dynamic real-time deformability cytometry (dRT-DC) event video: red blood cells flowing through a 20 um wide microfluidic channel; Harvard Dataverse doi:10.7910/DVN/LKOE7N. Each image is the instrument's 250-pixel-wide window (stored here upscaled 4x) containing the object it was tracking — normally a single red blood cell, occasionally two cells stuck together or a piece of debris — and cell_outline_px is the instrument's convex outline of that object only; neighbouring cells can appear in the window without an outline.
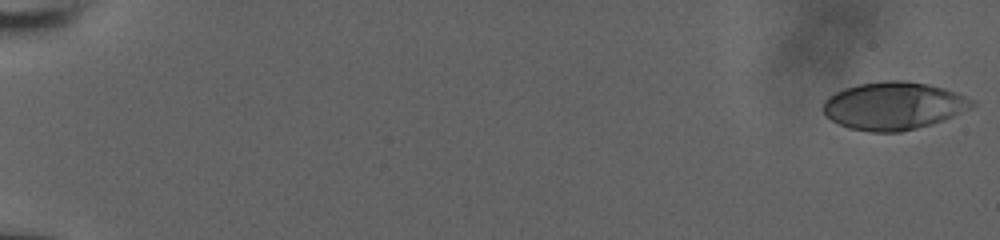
{"species": "human", "species_latin": "Homo sapiens", "temperature_condition": "room temperature", "stored_images_in_passage": 74, "camera_frame_rate_fps": 3000, "um_per_image_px": 0.085, "donor": {"sex": "male"}, "frame": {"image": 1, "passage_image": 1, "time_ms": 0.0, "image_size_px": [1000, 240], "cell_outline_px": [[976, 104], [944, 120], [932, 124], [900, 132], [868, 132], [848, 128], [832, 120], [820, 108], [824, 100], [828, 96], [844, 88], [860, 84], [888, 80], [904, 80], [928, 84], [944, 88], [956, 92], [976, 100]], "centroid_in_image_um": [75.94, 8.99], "position_along_channel_um": 9.1, "area_um2": 41.5}}
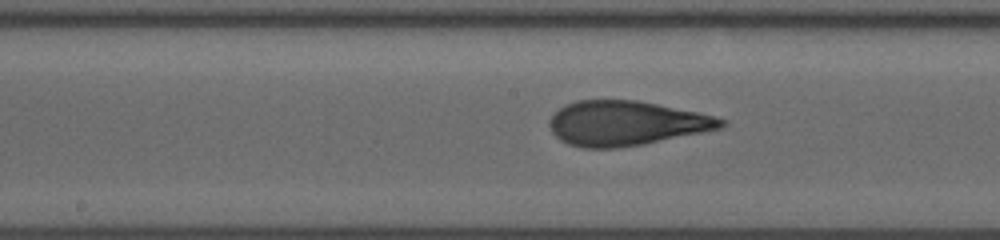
{"frame": {"image": 2, "passage_image": 32, "time_ms": 10.333, "image_size_px": [1000, 240], "cell_outline_px": [[728, 124], [724, 128], [644, 144], [616, 148], [584, 148], [568, 144], [560, 140], [552, 132], [548, 124], [548, 120], [564, 104], [576, 100], [636, 100], [716, 116], [728, 120]], "centroid_in_image_um": [53.23, 10.48], "position_along_channel_um": 195.0, "area_um2": 44.85}}
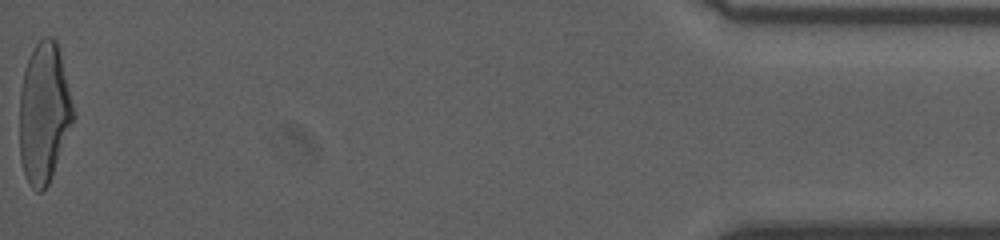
{"frame": {"image": 3, "passage_image": 73, "time_ms": 18.667, "image_size_px": [1000, 240], "cell_outline_px": [[76, 116], [48, 184], [40, 192], [36, 192], [32, 188], [24, 172], [20, 160], [20, 92], [24, 72], [32, 48], [44, 36], [52, 36], [56, 40]], "centroid_in_image_um": [3.74, 9.6], "position_along_channel_um": 431.5, "area_um2": 43.52}, "authors_computed_cell_mechanics": {"area_um2": 43.5812, "velocity_mm_per_s": 3.8755, "shape_relaxation_time_tau1_ms": 3.8278, "shape_relaxation_time_tau2_ms": 1.0601, "deformation_change_tau1": 0.2015, "deformation_change_tau2": 0.0968}}